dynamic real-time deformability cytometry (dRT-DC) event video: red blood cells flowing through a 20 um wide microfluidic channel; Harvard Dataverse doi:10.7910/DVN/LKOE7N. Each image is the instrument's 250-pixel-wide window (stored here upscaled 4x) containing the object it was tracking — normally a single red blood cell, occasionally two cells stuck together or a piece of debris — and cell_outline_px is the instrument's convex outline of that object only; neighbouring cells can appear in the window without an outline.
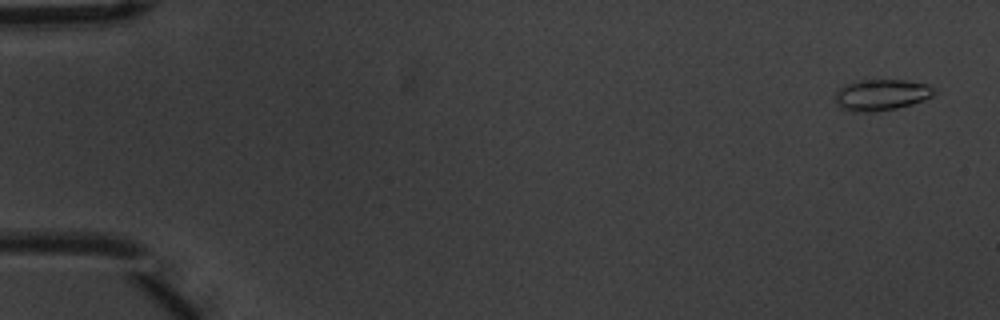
{"species": "common noctule bat (a hibernating species)", "species_latin": "Nyctalus noctula", "temperature_condition": "warm", "stored_images_in_passage": 4, "camera_frame_rate_fps": 3000, "um_per_image_px": 0.085, "animal": {"sex": "male", "body_mass_g": 20.1, "forearm_length_mm": 53.5}, "frame": {"image": 1, "passage_image": 1, "time_ms": 0.0, "image_size_px": [1000, 320], "cell_outline_px": [[936, 92], [932, 96], [924, 100], [912, 104], [896, 108], [872, 112], [856, 112], [840, 108], [836, 104], [836, 92], [840, 88], [848, 84], [860, 80], [904, 80], [928, 84], [936, 88]], "centroid_in_image_um": [74.95, 8.06], "position_along_channel_um": 10.1, "area_um2": 17.98}}